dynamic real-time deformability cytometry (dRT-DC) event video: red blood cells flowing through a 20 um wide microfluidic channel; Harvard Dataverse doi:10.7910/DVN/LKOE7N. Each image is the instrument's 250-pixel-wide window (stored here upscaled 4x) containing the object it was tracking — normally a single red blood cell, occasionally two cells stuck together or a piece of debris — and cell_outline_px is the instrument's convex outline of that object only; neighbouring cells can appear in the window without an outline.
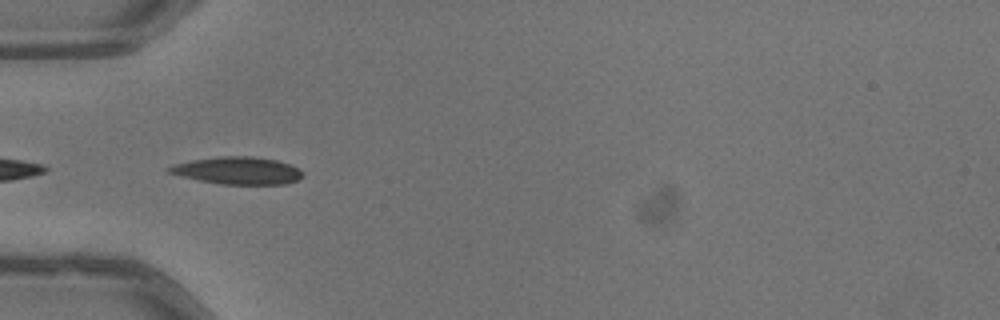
{"species": "common noctule bat (a hibernating species)", "species_latin": "Nyctalus noctula", "temperature_condition": "warm", "stored_images_in_passage": 17, "camera_frame_rate_fps": 3000, "um_per_image_px": 0.085, "animal": {"sex": "male", "body_mass_g": 13.3}, "frame": {"image": 1, "passage_image": 1, "time_ms": 0.0, "image_size_px": [1000, 320], "cell_outline_px": [[304, 176], [300, 180], [284, 184], [224, 184], [200, 180], [168, 172], [164, 168], [176, 164], [192, 160], [220, 156], [252, 156], [276, 160], [300, 168], [304, 172]], "centroid_in_image_um": [20.27, 14.49], "position_along_channel_um": 64.7, "area_um2": 21.21}}
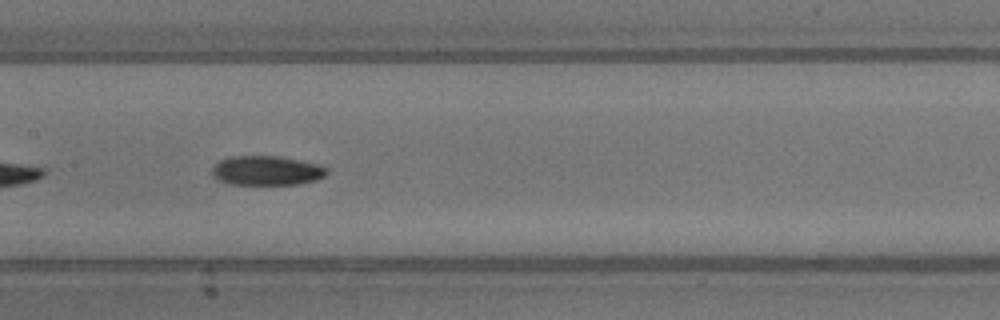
{"frame": {"image": 2, "passage_image": 10, "time_ms": 3.0, "image_size_px": [1000, 320], "cell_outline_px": [[328, 172], [324, 176], [316, 180], [296, 184], [228, 184], [216, 180], [212, 176], [212, 168], [220, 160], [232, 156], [276, 156], [320, 164], [328, 168]], "centroid_in_image_um": [22.65, 14.5], "position_along_channel_um": 184.8, "area_um2": 19.71}}